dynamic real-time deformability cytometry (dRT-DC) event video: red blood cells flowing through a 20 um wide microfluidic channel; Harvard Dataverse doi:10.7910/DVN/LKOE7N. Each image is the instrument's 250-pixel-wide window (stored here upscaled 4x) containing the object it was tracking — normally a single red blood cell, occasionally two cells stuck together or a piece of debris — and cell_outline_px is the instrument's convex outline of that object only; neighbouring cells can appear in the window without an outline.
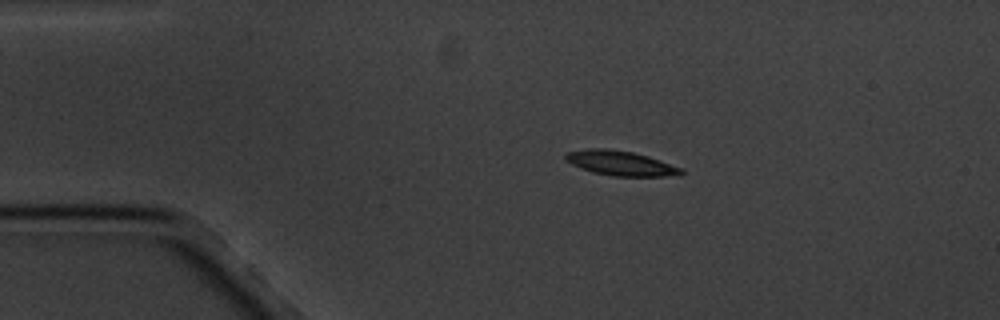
{"species": "common noctule bat (a hibernating species)", "species_latin": "Nyctalus noctula", "temperature_condition": "cold", "stored_images_in_passage": 2, "camera_frame_rate_fps": 3000, "um_per_image_px": 0.085, "animal": {"sex": "male", "body_mass_g": 20.1, "forearm_length_mm": 53.5}, "frame": {"image": 1, "passage_image": 1, "time_ms": 0.0, "image_size_px": [1000, 320], "cell_outline_px": [[684, 172], [680, 176], [612, 176], [592, 172], [580, 168], [564, 160], [564, 156], [568, 152], [592, 148], [604, 148], [632, 152], [648, 156], [684, 168]], "centroid_in_image_um": [52.79, 13.88], "position_along_channel_um": 32.2, "area_um2": 16.76}}